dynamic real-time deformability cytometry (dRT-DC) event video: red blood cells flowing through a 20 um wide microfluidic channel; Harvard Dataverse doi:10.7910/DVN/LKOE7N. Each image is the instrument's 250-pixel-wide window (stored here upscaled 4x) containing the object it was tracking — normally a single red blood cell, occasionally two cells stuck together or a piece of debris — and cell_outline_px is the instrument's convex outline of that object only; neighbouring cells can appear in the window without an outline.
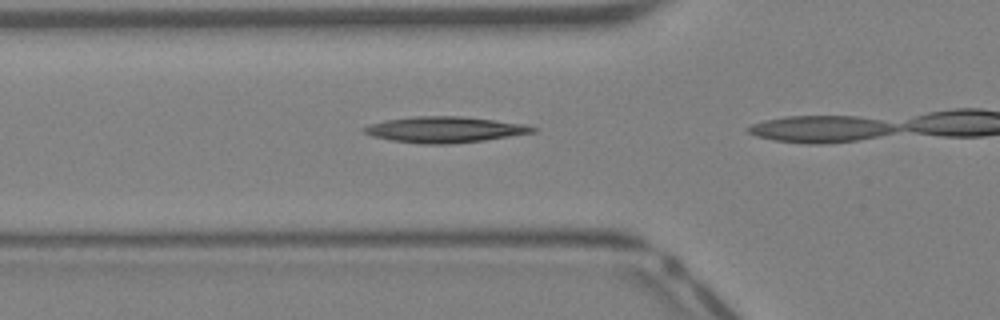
{"species": "Egyptian fruit bat (a non-hibernating species)", "species_latin": "Rousettus aegyptiacus", "temperature_condition": "warm", "stored_images_in_passage": 6, "camera_frame_rate_fps": 3000, "um_per_image_px": 0.085, "animal": {"sex": "female"}, "frame": {"image": 1, "passage_image": 3, "time_ms": 0.667, "image_size_px": [1000, 320], "cell_outline_px": [[536, 132], [484, 140], [448, 144], [420, 144], [392, 140], [372, 136], [364, 132], [360, 128], [368, 124], [384, 120], [412, 116], [460, 116], [524, 124], [536, 128]], "centroid_in_image_um": [37.73, 11.01], "position_along_channel_um": 88.1, "area_um2": 25.43}}
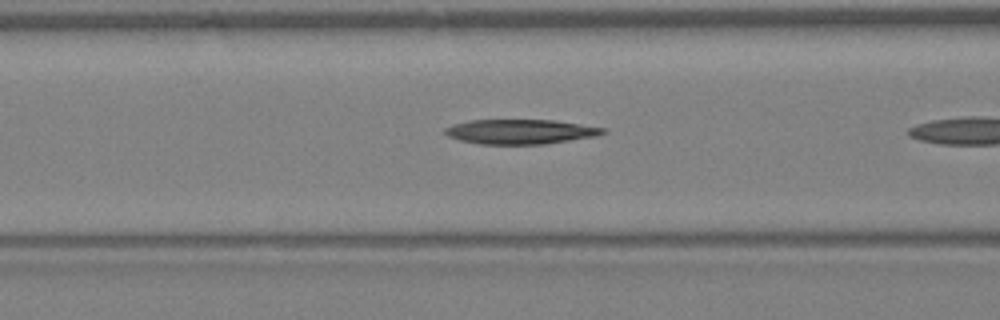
{"frame": {"image": 2, "passage_image": 5, "time_ms": 1.333, "image_size_px": [1000, 320], "cell_outline_px": [[608, 132], [596, 136], [544, 144], [480, 144], [460, 140], [448, 136], [444, 132], [444, 128], [468, 120], [552, 120], [604, 128]], "centroid_in_image_um": [44.22, 11.19], "position_along_channel_um": 122.4, "area_um2": 22.48}}